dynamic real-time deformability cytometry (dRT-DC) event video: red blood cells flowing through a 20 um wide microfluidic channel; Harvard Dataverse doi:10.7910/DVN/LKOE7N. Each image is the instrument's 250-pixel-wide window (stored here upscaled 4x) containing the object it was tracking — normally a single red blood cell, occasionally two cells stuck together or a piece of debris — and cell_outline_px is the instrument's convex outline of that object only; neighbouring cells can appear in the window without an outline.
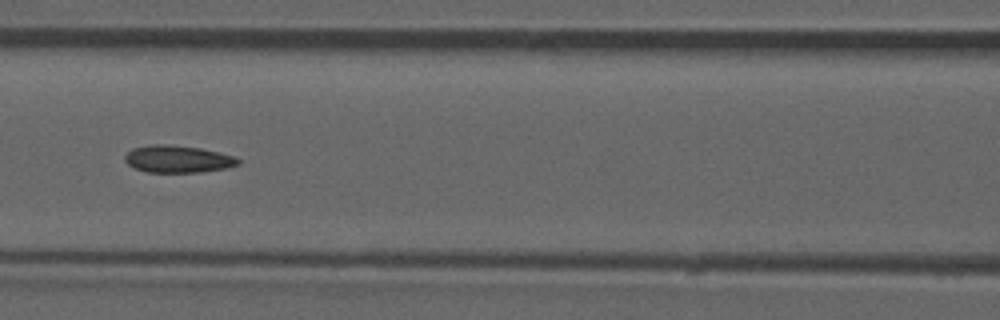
{"species": "common noctule bat (a hibernating species)", "species_latin": "Nyctalus noctula", "temperature_condition": "room temperature", "stored_images_in_passage": 52, "camera_frame_rate_fps": 3000, "um_per_image_px": 0.085, "animal": {"sex": "male", "forearm_length_mm": 52.5}, "frame": {"image": 1, "passage_image": 23, "time_ms": 7.333, "image_size_px": [1000, 320], "cell_outline_px": [[240, 164], [224, 168], [200, 172], [148, 172], [132, 168], [124, 160], [124, 156], [132, 148], [148, 144], [168, 144], [200, 148], [236, 156], [240, 160]], "centroid_in_image_um": [15.08, 13.51], "position_along_channel_um": 151.5, "area_um2": 18.09}, "authors_computed_cell_mechanics": {"area_um2": 17.8602, "velocity_mm_per_s": 3.9269, "shape_relaxation_time_tau1_ms": null, "shape_relaxation_time_tau2_ms": 3.434, "deformation_change_tau1": null, "deformation_change_tau2": 0.1094}}